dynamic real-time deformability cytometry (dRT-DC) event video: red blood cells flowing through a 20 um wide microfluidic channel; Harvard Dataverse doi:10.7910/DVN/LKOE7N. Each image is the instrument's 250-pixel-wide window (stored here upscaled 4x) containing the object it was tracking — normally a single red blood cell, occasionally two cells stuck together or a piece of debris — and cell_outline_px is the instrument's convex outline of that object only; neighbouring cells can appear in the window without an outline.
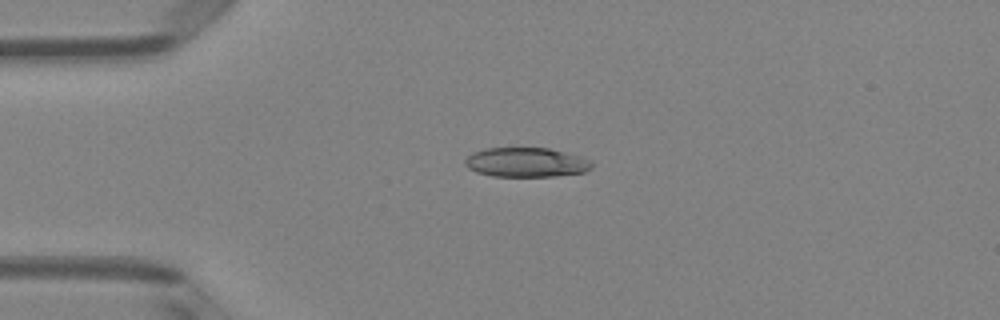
{"species": "Egyptian fruit bat (a non-hibernating species)", "species_latin": "Rousettus aegyptiacus", "temperature_condition": "room temperature", "stored_images_in_passage": 38, "camera_frame_rate_fps": 3000, "um_per_image_px": 0.085, "animal": {"sex": "female"}, "frame": {"image": 1, "passage_image": 1, "time_ms": 0.0, "image_size_px": [1000, 320], "cell_outline_px": [[592, 168], [584, 172], [556, 176], [492, 176], [476, 172], [468, 168], [464, 164], [464, 160], [472, 152], [484, 148], [548, 148], [580, 156], [588, 160], [592, 164]], "centroid_in_image_um": [44.68, 13.8], "position_along_channel_um": 40.3, "area_um2": 21.73}}
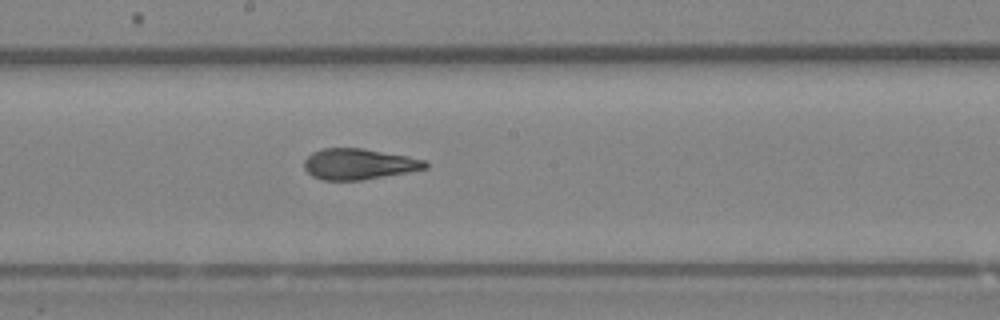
{"frame": {"image": 2, "passage_image": 16, "time_ms": 5.0, "image_size_px": [1000, 320], "cell_outline_px": [[428, 168], [360, 180], [320, 180], [312, 176], [304, 168], [304, 160], [312, 152], [320, 148], [364, 148], [408, 156], [428, 160]], "centroid_in_image_um": [30.48, 13.93], "position_along_channel_um": 217.7, "area_um2": 21.85}}
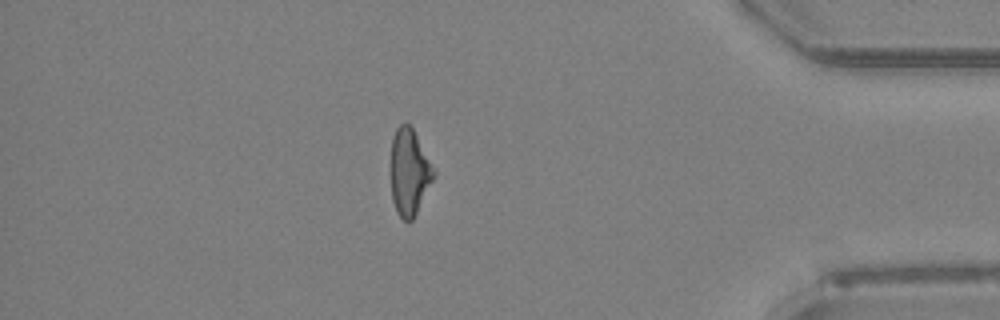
{"frame": {"image": 3, "passage_image": 32, "time_ms": 10.333, "image_size_px": [1000, 320], "cell_outline_px": [[436, 172], [412, 220], [404, 220], [396, 212], [392, 200], [388, 172], [392, 136], [396, 128], [400, 124], [408, 124], [412, 128]], "centroid_in_image_um": [34.71, 14.61], "position_along_channel_um": 400.5, "area_um2": 21.79}, "authors_computed_cell_mechanics": {"area_um2": 22.0507, "velocity_mm_per_s": 4.1043, "shape_relaxation_time_tau1_ms": 7.6256, "shape_relaxation_time_tau2_ms": 1.6462, "deformation_change_tau1": 0.2255, "deformation_change_tau2": 0.0934}}